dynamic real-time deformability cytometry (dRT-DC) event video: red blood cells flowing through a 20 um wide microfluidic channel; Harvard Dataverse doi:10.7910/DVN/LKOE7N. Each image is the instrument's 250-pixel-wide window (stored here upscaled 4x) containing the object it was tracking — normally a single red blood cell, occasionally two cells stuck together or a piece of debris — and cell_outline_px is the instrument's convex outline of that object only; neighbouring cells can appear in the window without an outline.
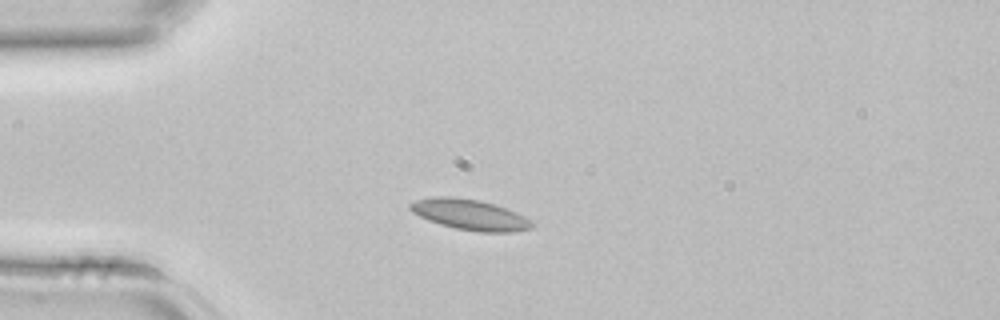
{"species": "common noctule bat (a hibernating species)", "species_latin": "Nyctalus noctula", "temperature_condition": "room temperature", "stored_images_in_passage": 1, "camera_frame_rate_fps": 3000, "um_per_image_px": 0.085, "animal": {"sex": "female", "body_mass_g": 22.7, "forearm_length_mm": 54.2}, "frame": {"image": 1, "passage_image": 1, "time_ms": 0.0, "image_size_px": [1000, 320], "cell_outline_px": [[536, 224], [532, 228], [512, 232], [476, 232], [456, 228], [440, 224], [428, 220], [412, 212], [408, 208], [408, 204], [416, 200], [432, 196], [452, 196], [480, 200], [516, 212], [532, 220]], "centroid_in_image_um": [39.93, 18.24], "position_along_channel_um": 45.1, "area_um2": 21.85}}